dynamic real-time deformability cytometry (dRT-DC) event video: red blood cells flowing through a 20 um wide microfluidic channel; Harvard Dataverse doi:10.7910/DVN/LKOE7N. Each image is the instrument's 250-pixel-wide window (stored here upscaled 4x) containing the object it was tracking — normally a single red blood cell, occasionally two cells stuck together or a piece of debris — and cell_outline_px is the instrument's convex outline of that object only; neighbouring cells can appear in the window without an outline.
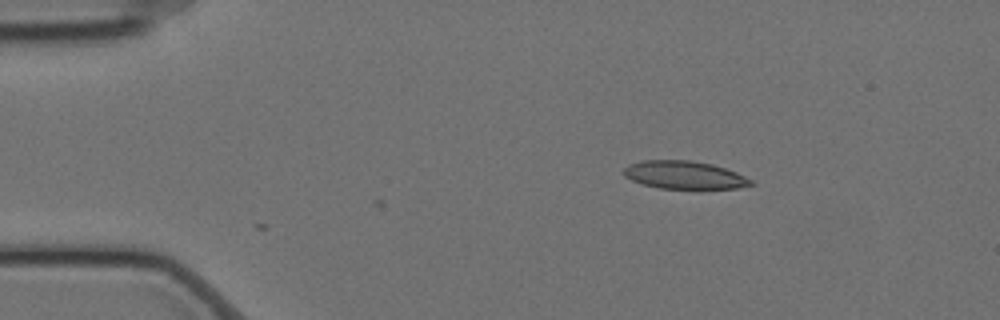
{"species": "Egyptian fruit bat (a non-hibernating species)", "species_latin": "Rousettus aegyptiacus", "temperature_condition": "cold", "stored_images_in_passage": 2, "camera_frame_rate_fps": 3000, "um_per_image_px": 0.085, "animal": {"sex": "female"}, "frame": {"image": 1, "passage_image": 2, "time_ms": 0.333, "image_size_px": [1000, 320], "cell_outline_px": [[756, 184], [736, 188], [660, 188], [644, 184], [632, 180], [624, 176], [620, 172], [628, 164], [640, 160], [692, 160], [712, 164], [736, 172], [752, 180]], "centroid_in_image_um": [58.13, 14.86], "position_along_channel_um": 26.9, "area_um2": 20.69}}